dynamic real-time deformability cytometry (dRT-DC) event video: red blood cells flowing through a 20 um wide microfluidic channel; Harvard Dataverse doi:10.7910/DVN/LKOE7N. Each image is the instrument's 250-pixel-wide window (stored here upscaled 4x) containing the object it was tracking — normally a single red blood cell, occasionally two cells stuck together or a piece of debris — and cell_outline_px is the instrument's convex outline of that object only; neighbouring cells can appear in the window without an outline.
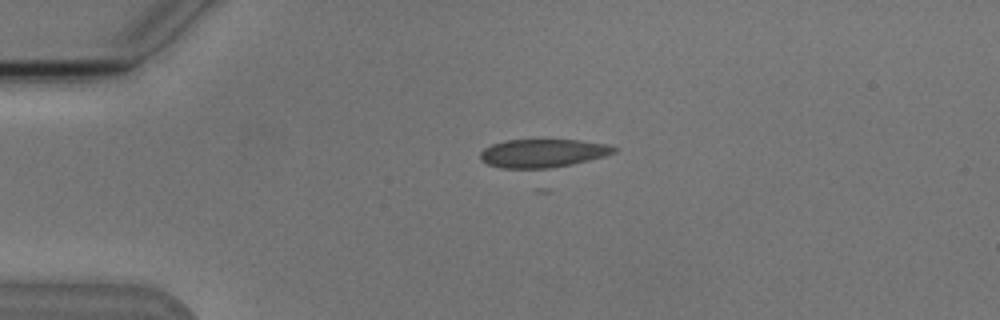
{"species": "Egyptian fruit bat (a non-hibernating species)", "species_latin": "Rousettus aegyptiacus", "temperature_condition": "cold", "stored_images_in_passage": 4, "camera_frame_rate_fps": 3000, "um_per_image_px": 0.085, "animal": {"sex": "male"}, "frame": {"image": 1, "passage_image": 4, "time_ms": 4.333, "image_size_px": [1000, 320], "cell_outline_px": [[616, 152], [604, 156], [544, 172], [536, 172], [500, 168], [488, 164], [480, 160], [480, 152], [484, 148], [492, 144], [504, 140], [580, 140], [608, 144], [616, 148]], "centroid_in_image_um": [46.1, 13.08], "position_along_channel_um": 38.9, "area_um2": 23.24}}